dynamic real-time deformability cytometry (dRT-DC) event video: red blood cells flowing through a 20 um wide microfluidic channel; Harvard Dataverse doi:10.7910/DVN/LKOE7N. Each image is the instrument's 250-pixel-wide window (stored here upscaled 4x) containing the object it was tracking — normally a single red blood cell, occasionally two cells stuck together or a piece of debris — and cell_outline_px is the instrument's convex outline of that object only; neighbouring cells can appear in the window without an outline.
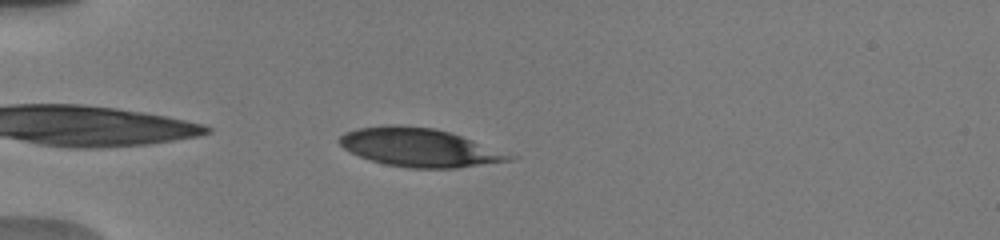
{"species": "human", "species_latin": "Homo sapiens", "temperature_condition": "warm", "stored_images_in_passage": 29, "camera_frame_rate_fps": 3000, "um_per_image_px": 0.085, "donor": {"sex": "male"}, "frame": {"image": 1, "passage_image": 2, "time_ms": 0.333, "image_size_px": [1000, 240], "cell_outline_px": [[520, 156], [512, 160], [456, 168], [412, 168], [388, 164], [372, 160], [360, 156], [344, 148], [336, 140], [344, 132], [356, 128], [388, 124], [392, 124], [432, 128], [448, 132]], "centroid_in_image_um": [35.65, 12.53], "position_along_channel_um": 49.3, "area_um2": 37.8}}
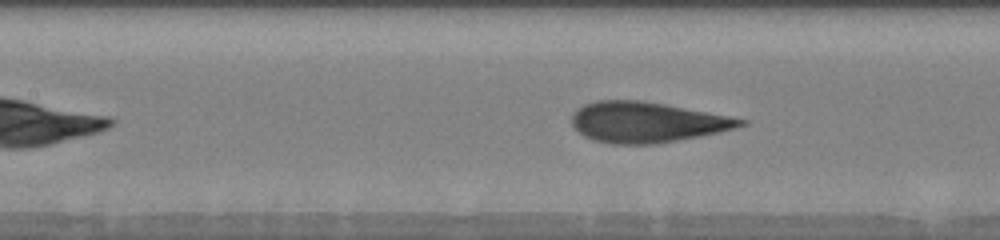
{"frame": {"image": 2, "passage_image": 10, "time_ms": 3.667, "image_size_px": [1000, 240], "cell_outline_px": [[748, 124], [700, 136], [656, 144], [612, 144], [592, 140], [584, 136], [572, 124], [572, 112], [584, 104], [596, 100], [640, 100], [664, 104], [728, 116], [748, 120]], "centroid_in_image_um": [54.93, 10.39], "position_along_channel_um": 152.5, "area_um2": 39.54}}
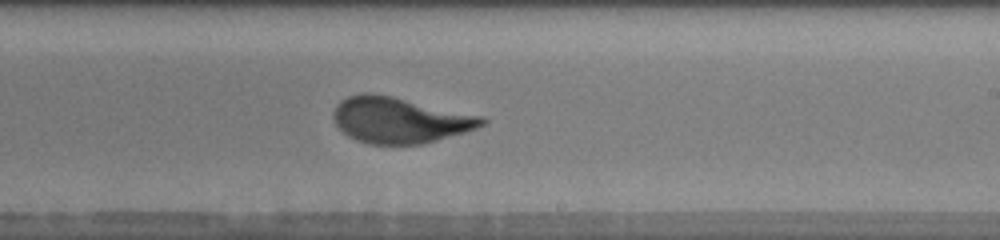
{"frame": {"image": 3, "passage_image": 16, "time_ms": 6.333, "image_size_px": [1000, 240], "cell_outline_px": [[488, 120], [484, 124], [476, 128], [464, 132], [436, 140], [420, 144], [372, 144], [356, 140], [348, 136], [336, 124], [332, 116], [332, 112], [336, 104], [340, 100], [348, 96], [364, 92], [372, 92], [392, 96], [484, 116]], "centroid_in_image_um": [33.95, 10.19], "position_along_channel_um": 255.0, "area_um2": 39.71}, "authors_computed_cell_mechanics": {"area_um2": 39.6508, "velocity_mm_per_s": 3.8558, "shape_relaxation_time_tau1_ms": 3.6653, "shape_relaxation_time_tau2_ms": null, "deformation_change_tau1": 0.1977, "deformation_change_tau2": null}}